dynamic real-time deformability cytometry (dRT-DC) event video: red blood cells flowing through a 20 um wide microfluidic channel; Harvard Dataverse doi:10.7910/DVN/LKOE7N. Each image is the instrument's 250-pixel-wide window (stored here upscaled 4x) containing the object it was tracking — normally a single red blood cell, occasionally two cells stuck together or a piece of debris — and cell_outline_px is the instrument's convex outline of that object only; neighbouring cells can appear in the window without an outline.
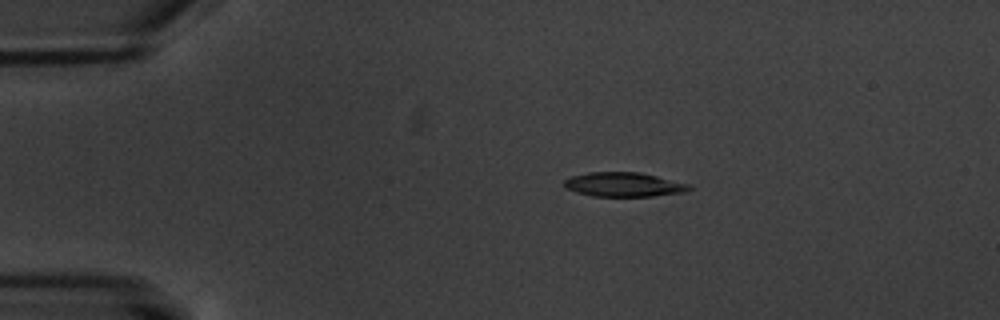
{"species": "common noctule bat (a hibernating species)", "species_latin": "Nyctalus noctula", "temperature_condition": "warm", "stored_images_in_passage": 4, "camera_frame_rate_fps": 3000, "um_per_image_px": 0.085, "animal": {"sex": "male", "body_mass_g": 20.1, "forearm_length_mm": 53.5}, "frame": {"image": 1, "passage_image": 2, "time_ms": 1.0, "image_size_px": [1000, 320], "cell_outline_px": [[692, 188], [684, 192], [652, 196], [592, 196], [576, 192], [564, 188], [564, 180], [572, 176], [588, 172], [640, 172], [692, 184]], "centroid_in_image_um": [53.03, 15.68], "position_along_channel_um": 32.0, "area_um2": 17.8}}